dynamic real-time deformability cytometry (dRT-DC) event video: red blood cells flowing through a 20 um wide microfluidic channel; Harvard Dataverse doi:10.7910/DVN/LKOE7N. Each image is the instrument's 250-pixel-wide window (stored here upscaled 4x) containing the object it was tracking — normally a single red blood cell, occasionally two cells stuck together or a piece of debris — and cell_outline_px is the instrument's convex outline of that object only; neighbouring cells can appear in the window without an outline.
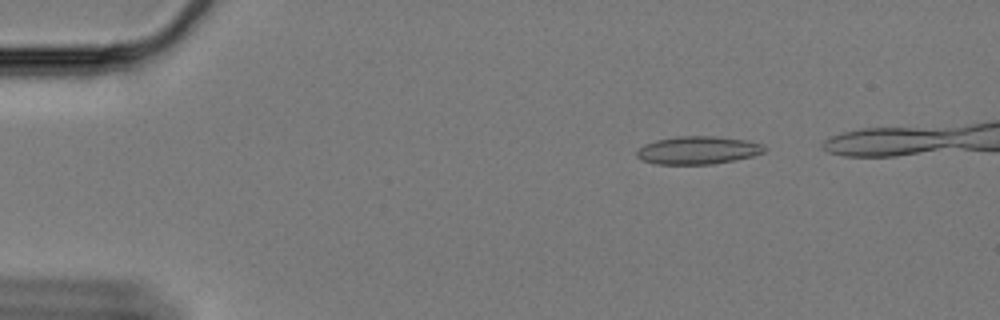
{"species": "Egyptian fruit bat (a non-hibernating species)", "species_latin": "Rousettus aegyptiacus", "temperature_condition": "cold", "stored_images_in_passage": 52, "camera_frame_rate_fps": 3000, "um_per_image_px": 0.085, "animal": {"sex": "female"}, "frame": {"image": 1, "passage_image": 8, "time_ms": 2.333, "image_size_px": [1000, 320], "cell_outline_px": [[768, 148], [764, 152], [752, 156], [712, 164], [656, 164], [644, 160], [636, 156], [636, 152], [644, 144], [656, 140], [676, 136], [712, 136], [748, 140], [764, 144]], "centroid_in_image_um": [59.35, 12.76], "position_along_channel_um": 25.7, "area_um2": 20.75}}
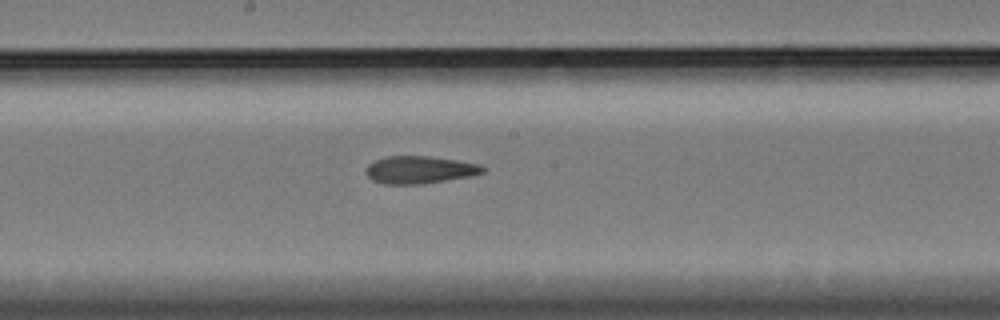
{"frame": {"image": 2, "passage_image": 31, "time_ms": 10.0, "image_size_px": [1000, 320], "cell_outline_px": [[488, 168], [484, 172], [472, 176], [424, 184], [384, 184], [372, 180], [368, 176], [364, 168], [368, 164], [376, 160], [388, 156], [428, 156], [456, 160], [480, 164]], "centroid_in_image_um": [35.69, 14.44], "position_along_channel_um": 212.5, "area_um2": 18.9}}
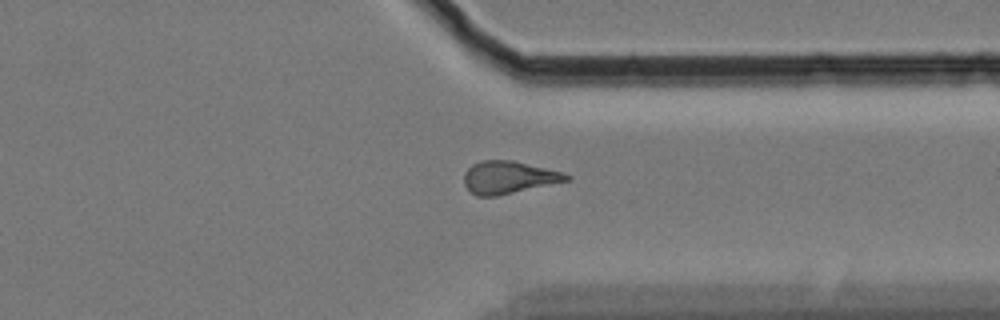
{"frame": {"image": 3, "passage_image": 45, "time_ms": 14.667, "image_size_px": [1000, 320], "cell_outline_px": [[572, 176], [568, 180], [496, 196], [476, 196], [464, 184], [464, 172], [472, 164], [480, 160], [512, 160], [564, 172]], "centroid_in_image_um": [43.21, 15.06], "position_along_channel_um": 368.2, "area_um2": 19.25}}